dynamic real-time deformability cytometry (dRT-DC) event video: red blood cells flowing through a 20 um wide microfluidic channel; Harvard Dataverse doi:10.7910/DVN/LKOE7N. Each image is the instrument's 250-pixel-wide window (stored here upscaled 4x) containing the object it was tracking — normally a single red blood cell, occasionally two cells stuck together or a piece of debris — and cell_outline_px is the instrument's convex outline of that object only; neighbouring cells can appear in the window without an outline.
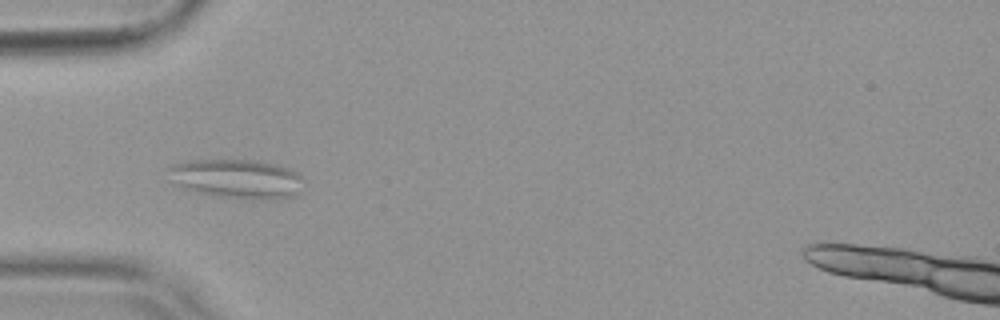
{"species": "common noctule bat (a hibernating species)", "species_latin": "Nyctalus noctula", "temperature_condition": "warm", "stored_images_in_passage": 10, "camera_frame_rate_fps": 3000, "um_per_image_px": 0.085, "animal": {"sex": "female", "body_mass_g": 19.9}, "frame": {"image": 1, "passage_image": 2, "time_ms": 0.333, "image_size_px": [1000, 320], "cell_outline_px": [[304, 180], [292, 196], [260, 200], [252, 200], [212, 196], [184, 188], [168, 180], [168, 168], [176, 164], [188, 160], [256, 160], [288, 168], [296, 172]], "centroid_in_image_um": [20.06, 15.2], "position_along_channel_um": 64.9, "area_um2": 30.81}}
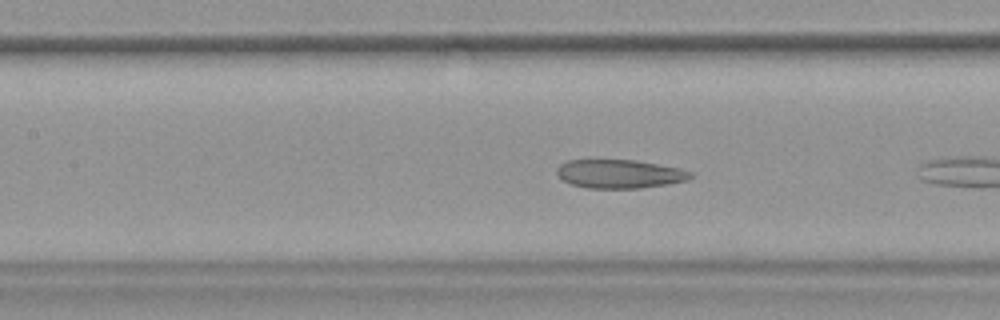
{"frame": {"image": 2, "passage_image": 7, "time_ms": 2.0, "image_size_px": [1000, 320], "cell_outline_px": [[692, 176], [688, 180], [668, 184], [640, 188], [588, 188], [572, 184], [564, 180], [556, 172], [556, 168], [560, 164], [568, 160], [588, 156], [636, 160], [680, 168], [692, 172]], "centroid_in_image_um": [52.6, 14.72], "position_along_channel_um": 154.8, "area_um2": 23.24}}